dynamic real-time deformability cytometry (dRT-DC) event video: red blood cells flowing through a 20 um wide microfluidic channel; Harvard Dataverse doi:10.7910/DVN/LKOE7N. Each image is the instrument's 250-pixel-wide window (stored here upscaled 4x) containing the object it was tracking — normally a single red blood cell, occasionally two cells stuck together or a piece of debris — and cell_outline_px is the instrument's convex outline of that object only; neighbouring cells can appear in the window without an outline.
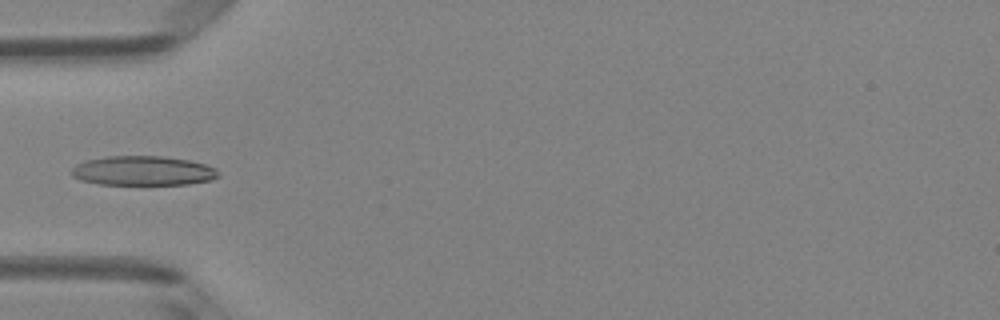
{"species": "Egyptian fruit bat (a non-hibernating species)", "species_latin": "Rousettus aegyptiacus", "temperature_condition": "room temperature", "stored_images_in_passage": 5, "camera_frame_rate_fps": 3000, "um_per_image_px": 0.085, "animal": {"sex": "female"}, "frame": {"image": 1, "passage_image": 5, "time_ms": 1.333, "image_size_px": [1000, 320], "cell_outline_px": [[220, 176], [212, 180], [188, 184], [96, 184], [80, 180], [72, 176], [68, 172], [76, 164], [84, 160], [108, 156], [160, 156], [188, 160], [204, 164], [216, 168]], "centroid_in_image_um": [12.11, 14.51], "position_along_channel_um": 72.9, "area_um2": 25.37}}